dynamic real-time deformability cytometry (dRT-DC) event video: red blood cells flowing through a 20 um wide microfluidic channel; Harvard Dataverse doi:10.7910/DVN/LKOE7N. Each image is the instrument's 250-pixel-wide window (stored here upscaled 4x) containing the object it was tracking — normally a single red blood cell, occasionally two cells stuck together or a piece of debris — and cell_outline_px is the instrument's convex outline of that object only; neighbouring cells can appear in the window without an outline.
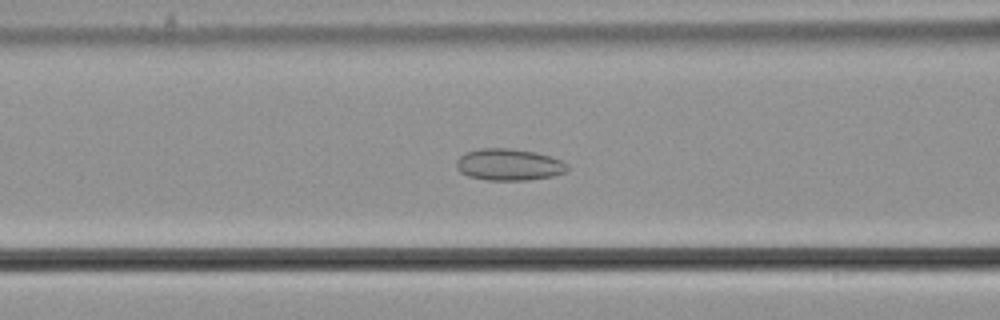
{"species": "common noctule bat (a hibernating species)", "species_latin": "Nyctalus noctula", "temperature_condition": "cold", "stored_images_in_passage": 58, "camera_frame_rate_fps": 3000, "um_per_image_px": 0.085, "animal": {"sex": "male", "body_mass_g": 21.5, "forearm_length_mm": 52.0}, "frame": {"image": 1, "passage_image": 24, "time_ms": 7.667, "image_size_px": [1000, 320], "cell_outline_px": [[568, 168], [564, 172], [552, 176], [528, 180], [488, 180], [468, 176], [460, 172], [456, 168], [456, 160], [464, 152], [480, 148], [512, 148], [536, 152], [552, 156], [568, 164]], "centroid_in_image_um": [43.23, 13.98], "position_along_channel_um": 123.4, "area_um2": 20.69}}
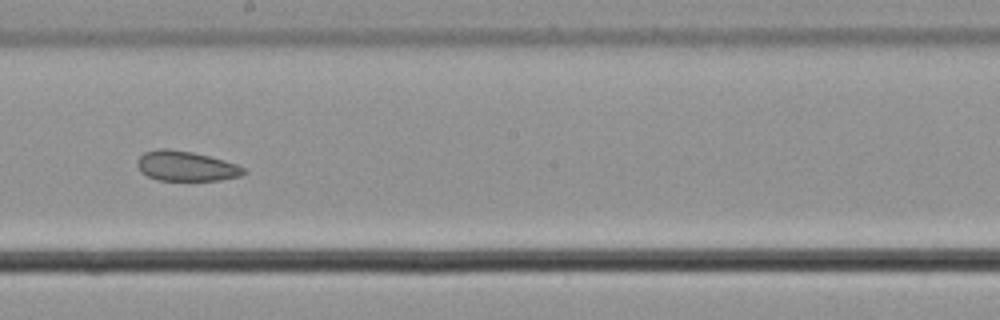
{"frame": {"image": 2, "passage_image": 33, "time_ms": 10.667, "image_size_px": [1000, 320], "cell_outline_px": [[248, 172], [240, 176], [220, 180], [156, 180], [140, 172], [136, 164], [140, 156], [144, 152], [156, 148], [168, 148], [192, 152], [224, 160], [236, 164], [244, 168]], "centroid_in_image_um": [15.79, 14.11], "position_along_channel_um": 232.4, "area_um2": 18.67}}
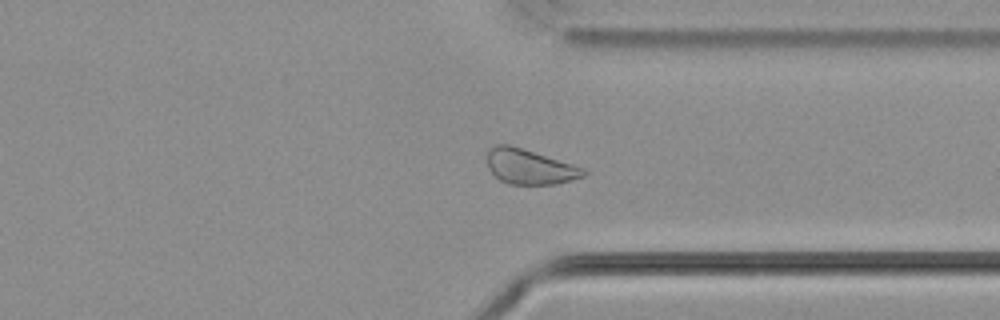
{"frame": {"image": 3, "passage_image": 44, "time_ms": 14.333, "image_size_px": [1000, 320], "cell_outline_px": [[588, 172], [584, 176], [572, 180], [556, 184], [508, 184], [500, 180], [488, 168], [488, 148], [496, 144], [508, 144], [572, 164], [584, 168]], "centroid_in_image_um": [45.01, 14.18], "position_along_channel_um": 366.4, "area_um2": 19.48}, "authors_computed_cell_mechanics": {"area_um2": 22.8021, "velocity_mm_per_s": 3.6412, "shape_relaxation_time_tau1_ms": null, "shape_relaxation_time_tau2_ms": 3.1403, "deformation_change_tau1": null, "deformation_change_tau2": 0.0717}}